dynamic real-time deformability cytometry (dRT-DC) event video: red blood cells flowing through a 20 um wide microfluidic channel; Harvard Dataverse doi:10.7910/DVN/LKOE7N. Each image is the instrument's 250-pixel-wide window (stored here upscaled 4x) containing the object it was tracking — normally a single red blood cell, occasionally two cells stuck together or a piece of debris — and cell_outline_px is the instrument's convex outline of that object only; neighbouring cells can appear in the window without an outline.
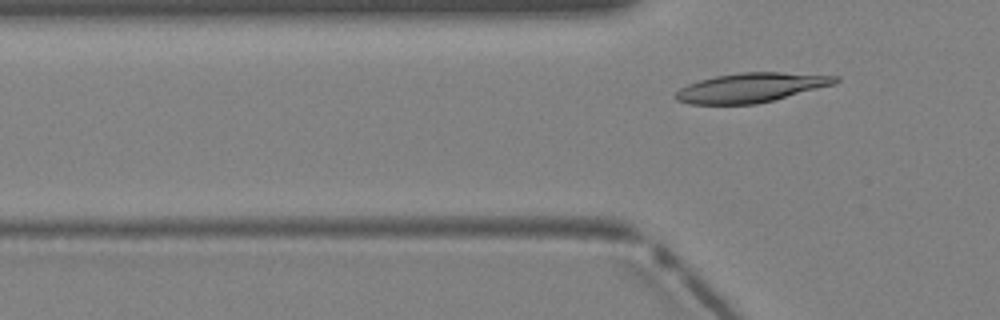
{"species": "Egyptian fruit bat (a non-hibernating species)", "species_latin": "Rousettus aegyptiacus", "temperature_condition": "warm", "stored_images_in_passage": 2, "camera_frame_rate_fps": 3000, "um_per_image_px": 0.085, "animal": {"sex": "female"}, "frame": {"image": 1, "passage_image": 2, "time_ms": 0.333, "image_size_px": [1000, 320], "cell_outline_px": [[840, 80], [836, 84], [756, 104], [692, 104], [676, 100], [672, 96], [680, 88], [688, 84], [700, 80], [716, 76], [740, 72], [780, 72], [840, 76]], "centroid_in_image_um": [63.84, 7.44], "position_along_channel_um": 62.0, "area_um2": 27.28}}